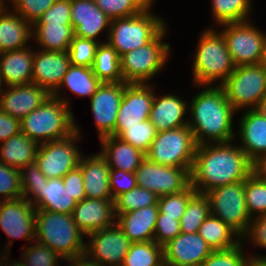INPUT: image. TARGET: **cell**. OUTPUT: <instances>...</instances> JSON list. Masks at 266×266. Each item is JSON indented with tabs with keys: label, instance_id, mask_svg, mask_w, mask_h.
I'll use <instances>...</instances> for the list:
<instances>
[{
	"label": "cell",
	"instance_id": "1",
	"mask_svg": "<svg viewBox=\"0 0 266 266\" xmlns=\"http://www.w3.org/2000/svg\"><path fill=\"white\" fill-rule=\"evenodd\" d=\"M234 141L197 146L190 184L198 193L246 180L254 172V163Z\"/></svg>",
	"mask_w": 266,
	"mask_h": 266
},
{
	"label": "cell",
	"instance_id": "2",
	"mask_svg": "<svg viewBox=\"0 0 266 266\" xmlns=\"http://www.w3.org/2000/svg\"><path fill=\"white\" fill-rule=\"evenodd\" d=\"M200 89L189 99L188 126L197 145L235 140L233 118L237 112L227 100L222 86L193 85Z\"/></svg>",
	"mask_w": 266,
	"mask_h": 266
},
{
	"label": "cell",
	"instance_id": "3",
	"mask_svg": "<svg viewBox=\"0 0 266 266\" xmlns=\"http://www.w3.org/2000/svg\"><path fill=\"white\" fill-rule=\"evenodd\" d=\"M216 29L208 26L199 35L195 54L192 53L193 85L221 86L235 69L225 38Z\"/></svg>",
	"mask_w": 266,
	"mask_h": 266
},
{
	"label": "cell",
	"instance_id": "4",
	"mask_svg": "<svg viewBox=\"0 0 266 266\" xmlns=\"http://www.w3.org/2000/svg\"><path fill=\"white\" fill-rule=\"evenodd\" d=\"M85 238L72 214L36 210L35 240L58 253L65 261L85 254Z\"/></svg>",
	"mask_w": 266,
	"mask_h": 266
},
{
	"label": "cell",
	"instance_id": "5",
	"mask_svg": "<svg viewBox=\"0 0 266 266\" xmlns=\"http://www.w3.org/2000/svg\"><path fill=\"white\" fill-rule=\"evenodd\" d=\"M71 108L51 95L20 120L21 132L39 145L64 139L76 131V118Z\"/></svg>",
	"mask_w": 266,
	"mask_h": 266
},
{
	"label": "cell",
	"instance_id": "6",
	"mask_svg": "<svg viewBox=\"0 0 266 266\" xmlns=\"http://www.w3.org/2000/svg\"><path fill=\"white\" fill-rule=\"evenodd\" d=\"M153 6L134 16L111 20L106 42L119 56L148 44L167 26L166 18L154 14Z\"/></svg>",
	"mask_w": 266,
	"mask_h": 266
},
{
	"label": "cell",
	"instance_id": "7",
	"mask_svg": "<svg viewBox=\"0 0 266 266\" xmlns=\"http://www.w3.org/2000/svg\"><path fill=\"white\" fill-rule=\"evenodd\" d=\"M169 27H165L148 44L120 56L123 82L150 84L151 79L166 66L171 45L164 42Z\"/></svg>",
	"mask_w": 266,
	"mask_h": 266
},
{
	"label": "cell",
	"instance_id": "8",
	"mask_svg": "<svg viewBox=\"0 0 266 266\" xmlns=\"http://www.w3.org/2000/svg\"><path fill=\"white\" fill-rule=\"evenodd\" d=\"M197 143L190 127L159 131L146 157L163 166L186 168L191 171Z\"/></svg>",
	"mask_w": 266,
	"mask_h": 266
},
{
	"label": "cell",
	"instance_id": "9",
	"mask_svg": "<svg viewBox=\"0 0 266 266\" xmlns=\"http://www.w3.org/2000/svg\"><path fill=\"white\" fill-rule=\"evenodd\" d=\"M221 86L236 112L252 110L266 95V71L260 63L235 66Z\"/></svg>",
	"mask_w": 266,
	"mask_h": 266
},
{
	"label": "cell",
	"instance_id": "10",
	"mask_svg": "<svg viewBox=\"0 0 266 266\" xmlns=\"http://www.w3.org/2000/svg\"><path fill=\"white\" fill-rule=\"evenodd\" d=\"M210 214L221 219L241 239L249 230L251 216L245 204V180L207 191Z\"/></svg>",
	"mask_w": 266,
	"mask_h": 266
},
{
	"label": "cell",
	"instance_id": "11",
	"mask_svg": "<svg viewBox=\"0 0 266 266\" xmlns=\"http://www.w3.org/2000/svg\"><path fill=\"white\" fill-rule=\"evenodd\" d=\"M75 129L74 133L64 139L39 145L35 163L48 179L63 178L79 165L84 154L78 146L82 138V130L77 122H75Z\"/></svg>",
	"mask_w": 266,
	"mask_h": 266
},
{
	"label": "cell",
	"instance_id": "12",
	"mask_svg": "<svg viewBox=\"0 0 266 266\" xmlns=\"http://www.w3.org/2000/svg\"><path fill=\"white\" fill-rule=\"evenodd\" d=\"M250 20L217 26L224 36L235 66L261 63L266 45V32Z\"/></svg>",
	"mask_w": 266,
	"mask_h": 266
},
{
	"label": "cell",
	"instance_id": "13",
	"mask_svg": "<svg viewBox=\"0 0 266 266\" xmlns=\"http://www.w3.org/2000/svg\"><path fill=\"white\" fill-rule=\"evenodd\" d=\"M137 186L154 192L158 197L177 194L190 184V171L186 168L163 166L145 157L135 171Z\"/></svg>",
	"mask_w": 266,
	"mask_h": 266
},
{
	"label": "cell",
	"instance_id": "14",
	"mask_svg": "<svg viewBox=\"0 0 266 266\" xmlns=\"http://www.w3.org/2000/svg\"><path fill=\"white\" fill-rule=\"evenodd\" d=\"M85 256L99 266H121L132 242L115 223L86 236Z\"/></svg>",
	"mask_w": 266,
	"mask_h": 266
},
{
	"label": "cell",
	"instance_id": "15",
	"mask_svg": "<svg viewBox=\"0 0 266 266\" xmlns=\"http://www.w3.org/2000/svg\"><path fill=\"white\" fill-rule=\"evenodd\" d=\"M35 221L36 208L25 198L0 202V228L8 238L3 247L7 253L11 252L16 238L35 241Z\"/></svg>",
	"mask_w": 266,
	"mask_h": 266
},
{
	"label": "cell",
	"instance_id": "16",
	"mask_svg": "<svg viewBox=\"0 0 266 266\" xmlns=\"http://www.w3.org/2000/svg\"><path fill=\"white\" fill-rule=\"evenodd\" d=\"M154 84L129 83L119 106L113 136L117 137L126 126L138 125L149 119L155 95Z\"/></svg>",
	"mask_w": 266,
	"mask_h": 266
},
{
	"label": "cell",
	"instance_id": "17",
	"mask_svg": "<svg viewBox=\"0 0 266 266\" xmlns=\"http://www.w3.org/2000/svg\"><path fill=\"white\" fill-rule=\"evenodd\" d=\"M129 83H101L89 99L99 140L113 136L124 89Z\"/></svg>",
	"mask_w": 266,
	"mask_h": 266
},
{
	"label": "cell",
	"instance_id": "18",
	"mask_svg": "<svg viewBox=\"0 0 266 266\" xmlns=\"http://www.w3.org/2000/svg\"><path fill=\"white\" fill-rule=\"evenodd\" d=\"M70 14L74 36L102 43L99 36L105 32L107 41L111 19L93 0H71Z\"/></svg>",
	"mask_w": 266,
	"mask_h": 266
},
{
	"label": "cell",
	"instance_id": "19",
	"mask_svg": "<svg viewBox=\"0 0 266 266\" xmlns=\"http://www.w3.org/2000/svg\"><path fill=\"white\" fill-rule=\"evenodd\" d=\"M70 65L67 51L34 49L32 83L52 94L59 87Z\"/></svg>",
	"mask_w": 266,
	"mask_h": 266
},
{
	"label": "cell",
	"instance_id": "20",
	"mask_svg": "<svg viewBox=\"0 0 266 266\" xmlns=\"http://www.w3.org/2000/svg\"><path fill=\"white\" fill-rule=\"evenodd\" d=\"M50 96L46 89L34 83L4 87L0 93V110L21 120Z\"/></svg>",
	"mask_w": 266,
	"mask_h": 266
},
{
	"label": "cell",
	"instance_id": "21",
	"mask_svg": "<svg viewBox=\"0 0 266 266\" xmlns=\"http://www.w3.org/2000/svg\"><path fill=\"white\" fill-rule=\"evenodd\" d=\"M213 252L197 233H180L163 246L164 263L200 266Z\"/></svg>",
	"mask_w": 266,
	"mask_h": 266
},
{
	"label": "cell",
	"instance_id": "22",
	"mask_svg": "<svg viewBox=\"0 0 266 266\" xmlns=\"http://www.w3.org/2000/svg\"><path fill=\"white\" fill-rule=\"evenodd\" d=\"M73 221L85 236L116 223L113 199L84 198L72 212Z\"/></svg>",
	"mask_w": 266,
	"mask_h": 266
},
{
	"label": "cell",
	"instance_id": "23",
	"mask_svg": "<svg viewBox=\"0 0 266 266\" xmlns=\"http://www.w3.org/2000/svg\"><path fill=\"white\" fill-rule=\"evenodd\" d=\"M239 118L235 140L239 139V147L255 163L266 155V118L254 109L244 110Z\"/></svg>",
	"mask_w": 266,
	"mask_h": 266
},
{
	"label": "cell",
	"instance_id": "24",
	"mask_svg": "<svg viewBox=\"0 0 266 266\" xmlns=\"http://www.w3.org/2000/svg\"><path fill=\"white\" fill-rule=\"evenodd\" d=\"M189 101L170 92L157 96L156 90L150 111L149 121L157 132L176 129L188 125Z\"/></svg>",
	"mask_w": 266,
	"mask_h": 266
},
{
	"label": "cell",
	"instance_id": "25",
	"mask_svg": "<svg viewBox=\"0 0 266 266\" xmlns=\"http://www.w3.org/2000/svg\"><path fill=\"white\" fill-rule=\"evenodd\" d=\"M34 48L29 45L0 53V79L4 87L32 83Z\"/></svg>",
	"mask_w": 266,
	"mask_h": 266
},
{
	"label": "cell",
	"instance_id": "26",
	"mask_svg": "<svg viewBox=\"0 0 266 266\" xmlns=\"http://www.w3.org/2000/svg\"><path fill=\"white\" fill-rule=\"evenodd\" d=\"M78 166L82 171L86 198L113 199L109 183L110 167L99 152L83 155Z\"/></svg>",
	"mask_w": 266,
	"mask_h": 266
},
{
	"label": "cell",
	"instance_id": "27",
	"mask_svg": "<svg viewBox=\"0 0 266 266\" xmlns=\"http://www.w3.org/2000/svg\"><path fill=\"white\" fill-rule=\"evenodd\" d=\"M32 25L3 3L0 7V53L29 46Z\"/></svg>",
	"mask_w": 266,
	"mask_h": 266
},
{
	"label": "cell",
	"instance_id": "28",
	"mask_svg": "<svg viewBox=\"0 0 266 266\" xmlns=\"http://www.w3.org/2000/svg\"><path fill=\"white\" fill-rule=\"evenodd\" d=\"M158 213V205L140 208L116 216V224L132 243L153 241Z\"/></svg>",
	"mask_w": 266,
	"mask_h": 266
},
{
	"label": "cell",
	"instance_id": "29",
	"mask_svg": "<svg viewBox=\"0 0 266 266\" xmlns=\"http://www.w3.org/2000/svg\"><path fill=\"white\" fill-rule=\"evenodd\" d=\"M99 153L106 159L110 169H119L135 173L145 153L115 136H106L99 140Z\"/></svg>",
	"mask_w": 266,
	"mask_h": 266
},
{
	"label": "cell",
	"instance_id": "30",
	"mask_svg": "<svg viewBox=\"0 0 266 266\" xmlns=\"http://www.w3.org/2000/svg\"><path fill=\"white\" fill-rule=\"evenodd\" d=\"M101 83L91 67L70 65L59 87L51 95L70 107V100L62 90L69 89L71 93L78 97H88L90 99Z\"/></svg>",
	"mask_w": 266,
	"mask_h": 266
},
{
	"label": "cell",
	"instance_id": "31",
	"mask_svg": "<svg viewBox=\"0 0 266 266\" xmlns=\"http://www.w3.org/2000/svg\"><path fill=\"white\" fill-rule=\"evenodd\" d=\"M36 210H46L60 214H72L77 201L64 188L62 178H50L44 182L40 194L31 202Z\"/></svg>",
	"mask_w": 266,
	"mask_h": 266
},
{
	"label": "cell",
	"instance_id": "32",
	"mask_svg": "<svg viewBox=\"0 0 266 266\" xmlns=\"http://www.w3.org/2000/svg\"><path fill=\"white\" fill-rule=\"evenodd\" d=\"M38 147L37 142L20 132L0 144V161L20 170L35 163Z\"/></svg>",
	"mask_w": 266,
	"mask_h": 266
},
{
	"label": "cell",
	"instance_id": "33",
	"mask_svg": "<svg viewBox=\"0 0 266 266\" xmlns=\"http://www.w3.org/2000/svg\"><path fill=\"white\" fill-rule=\"evenodd\" d=\"M31 33L36 48L45 51H68L74 37L72 24H32Z\"/></svg>",
	"mask_w": 266,
	"mask_h": 266
},
{
	"label": "cell",
	"instance_id": "34",
	"mask_svg": "<svg viewBox=\"0 0 266 266\" xmlns=\"http://www.w3.org/2000/svg\"><path fill=\"white\" fill-rule=\"evenodd\" d=\"M198 234L212 250H224L235 247L241 238L221 219L209 215L199 227Z\"/></svg>",
	"mask_w": 266,
	"mask_h": 266
},
{
	"label": "cell",
	"instance_id": "35",
	"mask_svg": "<svg viewBox=\"0 0 266 266\" xmlns=\"http://www.w3.org/2000/svg\"><path fill=\"white\" fill-rule=\"evenodd\" d=\"M92 71L102 83L123 82L120 56L107 42L98 45Z\"/></svg>",
	"mask_w": 266,
	"mask_h": 266
},
{
	"label": "cell",
	"instance_id": "36",
	"mask_svg": "<svg viewBox=\"0 0 266 266\" xmlns=\"http://www.w3.org/2000/svg\"><path fill=\"white\" fill-rule=\"evenodd\" d=\"M253 0H211L212 19L217 25L243 22L251 19Z\"/></svg>",
	"mask_w": 266,
	"mask_h": 266
},
{
	"label": "cell",
	"instance_id": "37",
	"mask_svg": "<svg viewBox=\"0 0 266 266\" xmlns=\"http://www.w3.org/2000/svg\"><path fill=\"white\" fill-rule=\"evenodd\" d=\"M163 262V246L155 241L134 242L121 266H161Z\"/></svg>",
	"mask_w": 266,
	"mask_h": 266
},
{
	"label": "cell",
	"instance_id": "38",
	"mask_svg": "<svg viewBox=\"0 0 266 266\" xmlns=\"http://www.w3.org/2000/svg\"><path fill=\"white\" fill-rule=\"evenodd\" d=\"M210 215L209 199L205 194L196 193L189 201L180 219L181 233H197L204 220Z\"/></svg>",
	"mask_w": 266,
	"mask_h": 266
},
{
	"label": "cell",
	"instance_id": "39",
	"mask_svg": "<svg viewBox=\"0 0 266 266\" xmlns=\"http://www.w3.org/2000/svg\"><path fill=\"white\" fill-rule=\"evenodd\" d=\"M159 197L152 191L142 188L135 187L122 195H119L114 200L115 215L135 211L140 208L157 205Z\"/></svg>",
	"mask_w": 266,
	"mask_h": 266
},
{
	"label": "cell",
	"instance_id": "40",
	"mask_svg": "<svg viewBox=\"0 0 266 266\" xmlns=\"http://www.w3.org/2000/svg\"><path fill=\"white\" fill-rule=\"evenodd\" d=\"M245 204L251 218L266 215V180L255 172L245 180Z\"/></svg>",
	"mask_w": 266,
	"mask_h": 266
},
{
	"label": "cell",
	"instance_id": "41",
	"mask_svg": "<svg viewBox=\"0 0 266 266\" xmlns=\"http://www.w3.org/2000/svg\"><path fill=\"white\" fill-rule=\"evenodd\" d=\"M111 19L131 17L142 13L156 0H93Z\"/></svg>",
	"mask_w": 266,
	"mask_h": 266
},
{
	"label": "cell",
	"instance_id": "42",
	"mask_svg": "<svg viewBox=\"0 0 266 266\" xmlns=\"http://www.w3.org/2000/svg\"><path fill=\"white\" fill-rule=\"evenodd\" d=\"M156 134L155 126L148 119L138 125L126 126L117 137L146 154Z\"/></svg>",
	"mask_w": 266,
	"mask_h": 266
},
{
	"label": "cell",
	"instance_id": "43",
	"mask_svg": "<svg viewBox=\"0 0 266 266\" xmlns=\"http://www.w3.org/2000/svg\"><path fill=\"white\" fill-rule=\"evenodd\" d=\"M22 247L21 260L25 266H60L58 261L64 260L65 262V259L58 253L36 240Z\"/></svg>",
	"mask_w": 266,
	"mask_h": 266
},
{
	"label": "cell",
	"instance_id": "44",
	"mask_svg": "<svg viewBox=\"0 0 266 266\" xmlns=\"http://www.w3.org/2000/svg\"><path fill=\"white\" fill-rule=\"evenodd\" d=\"M196 193L197 191L190 185L180 193L160 196L157 203L159 213H163L164 217H170L180 221L190 199Z\"/></svg>",
	"mask_w": 266,
	"mask_h": 266
},
{
	"label": "cell",
	"instance_id": "45",
	"mask_svg": "<svg viewBox=\"0 0 266 266\" xmlns=\"http://www.w3.org/2000/svg\"><path fill=\"white\" fill-rule=\"evenodd\" d=\"M245 250V244L242 241L229 249L213 250L200 266H244L251 255L246 254Z\"/></svg>",
	"mask_w": 266,
	"mask_h": 266
},
{
	"label": "cell",
	"instance_id": "46",
	"mask_svg": "<svg viewBox=\"0 0 266 266\" xmlns=\"http://www.w3.org/2000/svg\"><path fill=\"white\" fill-rule=\"evenodd\" d=\"M100 43L74 36L68 48L71 65L92 67Z\"/></svg>",
	"mask_w": 266,
	"mask_h": 266
},
{
	"label": "cell",
	"instance_id": "47",
	"mask_svg": "<svg viewBox=\"0 0 266 266\" xmlns=\"http://www.w3.org/2000/svg\"><path fill=\"white\" fill-rule=\"evenodd\" d=\"M22 198L30 203L40 194L44 187V182L48 178L39 170L36 163L29 164L20 169Z\"/></svg>",
	"mask_w": 266,
	"mask_h": 266
},
{
	"label": "cell",
	"instance_id": "48",
	"mask_svg": "<svg viewBox=\"0 0 266 266\" xmlns=\"http://www.w3.org/2000/svg\"><path fill=\"white\" fill-rule=\"evenodd\" d=\"M56 0H4L13 12L31 25L55 3ZM12 8H11V7Z\"/></svg>",
	"mask_w": 266,
	"mask_h": 266
},
{
	"label": "cell",
	"instance_id": "49",
	"mask_svg": "<svg viewBox=\"0 0 266 266\" xmlns=\"http://www.w3.org/2000/svg\"><path fill=\"white\" fill-rule=\"evenodd\" d=\"M22 198L20 170L0 161V201Z\"/></svg>",
	"mask_w": 266,
	"mask_h": 266
},
{
	"label": "cell",
	"instance_id": "50",
	"mask_svg": "<svg viewBox=\"0 0 266 266\" xmlns=\"http://www.w3.org/2000/svg\"><path fill=\"white\" fill-rule=\"evenodd\" d=\"M181 233L180 221L158 213L153 241L164 246Z\"/></svg>",
	"mask_w": 266,
	"mask_h": 266
},
{
	"label": "cell",
	"instance_id": "51",
	"mask_svg": "<svg viewBox=\"0 0 266 266\" xmlns=\"http://www.w3.org/2000/svg\"><path fill=\"white\" fill-rule=\"evenodd\" d=\"M70 12L71 0H56L33 24H72Z\"/></svg>",
	"mask_w": 266,
	"mask_h": 266
},
{
	"label": "cell",
	"instance_id": "52",
	"mask_svg": "<svg viewBox=\"0 0 266 266\" xmlns=\"http://www.w3.org/2000/svg\"><path fill=\"white\" fill-rule=\"evenodd\" d=\"M109 183L113 200L119 195L137 187L135 173L125 172L119 169H110Z\"/></svg>",
	"mask_w": 266,
	"mask_h": 266
},
{
	"label": "cell",
	"instance_id": "53",
	"mask_svg": "<svg viewBox=\"0 0 266 266\" xmlns=\"http://www.w3.org/2000/svg\"><path fill=\"white\" fill-rule=\"evenodd\" d=\"M241 240L245 245L249 242L254 248L266 249V215L253 217L248 232Z\"/></svg>",
	"mask_w": 266,
	"mask_h": 266
},
{
	"label": "cell",
	"instance_id": "54",
	"mask_svg": "<svg viewBox=\"0 0 266 266\" xmlns=\"http://www.w3.org/2000/svg\"><path fill=\"white\" fill-rule=\"evenodd\" d=\"M64 188L77 202L86 198L81 168L77 166L70 170L63 178Z\"/></svg>",
	"mask_w": 266,
	"mask_h": 266
},
{
	"label": "cell",
	"instance_id": "55",
	"mask_svg": "<svg viewBox=\"0 0 266 266\" xmlns=\"http://www.w3.org/2000/svg\"><path fill=\"white\" fill-rule=\"evenodd\" d=\"M21 132L20 119L0 110V144Z\"/></svg>",
	"mask_w": 266,
	"mask_h": 266
},
{
	"label": "cell",
	"instance_id": "56",
	"mask_svg": "<svg viewBox=\"0 0 266 266\" xmlns=\"http://www.w3.org/2000/svg\"><path fill=\"white\" fill-rule=\"evenodd\" d=\"M244 266H266V256L251 253Z\"/></svg>",
	"mask_w": 266,
	"mask_h": 266
},
{
	"label": "cell",
	"instance_id": "57",
	"mask_svg": "<svg viewBox=\"0 0 266 266\" xmlns=\"http://www.w3.org/2000/svg\"><path fill=\"white\" fill-rule=\"evenodd\" d=\"M67 266H99L91 262L85 255L73 259L66 260Z\"/></svg>",
	"mask_w": 266,
	"mask_h": 266
},
{
	"label": "cell",
	"instance_id": "58",
	"mask_svg": "<svg viewBox=\"0 0 266 266\" xmlns=\"http://www.w3.org/2000/svg\"><path fill=\"white\" fill-rule=\"evenodd\" d=\"M254 172L262 179L266 180V155L262 156L254 163Z\"/></svg>",
	"mask_w": 266,
	"mask_h": 266
},
{
	"label": "cell",
	"instance_id": "59",
	"mask_svg": "<svg viewBox=\"0 0 266 266\" xmlns=\"http://www.w3.org/2000/svg\"><path fill=\"white\" fill-rule=\"evenodd\" d=\"M10 253H6L3 257L0 258V266H25L21 258L19 260H9Z\"/></svg>",
	"mask_w": 266,
	"mask_h": 266
},
{
	"label": "cell",
	"instance_id": "60",
	"mask_svg": "<svg viewBox=\"0 0 266 266\" xmlns=\"http://www.w3.org/2000/svg\"><path fill=\"white\" fill-rule=\"evenodd\" d=\"M254 110L266 118V95L258 102Z\"/></svg>",
	"mask_w": 266,
	"mask_h": 266
},
{
	"label": "cell",
	"instance_id": "61",
	"mask_svg": "<svg viewBox=\"0 0 266 266\" xmlns=\"http://www.w3.org/2000/svg\"><path fill=\"white\" fill-rule=\"evenodd\" d=\"M260 64L262 65L263 69L266 71V45H265V49H264L262 60H261Z\"/></svg>",
	"mask_w": 266,
	"mask_h": 266
},
{
	"label": "cell",
	"instance_id": "62",
	"mask_svg": "<svg viewBox=\"0 0 266 266\" xmlns=\"http://www.w3.org/2000/svg\"><path fill=\"white\" fill-rule=\"evenodd\" d=\"M7 252L5 251V249H1L0 248V258L3 257Z\"/></svg>",
	"mask_w": 266,
	"mask_h": 266
},
{
	"label": "cell",
	"instance_id": "63",
	"mask_svg": "<svg viewBox=\"0 0 266 266\" xmlns=\"http://www.w3.org/2000/svg\"><path fill=\"white\" fill-rule=\"evenodd\" d=\"M164 266H185V265H177V264H171V263H164Z\"/></svg>",
	"mask_w": 266,
	"mask_h": 266
},
{
	"label": "cell",
	"instance_id": "64",
	"mask_svg": "<svg viewBox=\"0 0 266 266\" xmlns=\"http://www.w3.org/2000/svg\"><path fill=\"white\" fill-rule=\"evenodd\" d=\"M3 88H4V86H3L1 79H0V93L2 92Z\"/></svg>",
	"mask_w": 266,
	"mask_h": 266
},
{
	"label": "cell",
	"instance_id": "65",
	"mask_svg": "<svg viewBox=\"0 0 266 266\" xmlns=\"http://www.w3.org/2000/svg\"><path fill=\"white\" fill-rule=\"evenodd\" d=\"M4 3V0H0V7H1V5Z\"/></svg>",
	"mask_w": 266,
	"mask_h": 266
}]
</instances>
